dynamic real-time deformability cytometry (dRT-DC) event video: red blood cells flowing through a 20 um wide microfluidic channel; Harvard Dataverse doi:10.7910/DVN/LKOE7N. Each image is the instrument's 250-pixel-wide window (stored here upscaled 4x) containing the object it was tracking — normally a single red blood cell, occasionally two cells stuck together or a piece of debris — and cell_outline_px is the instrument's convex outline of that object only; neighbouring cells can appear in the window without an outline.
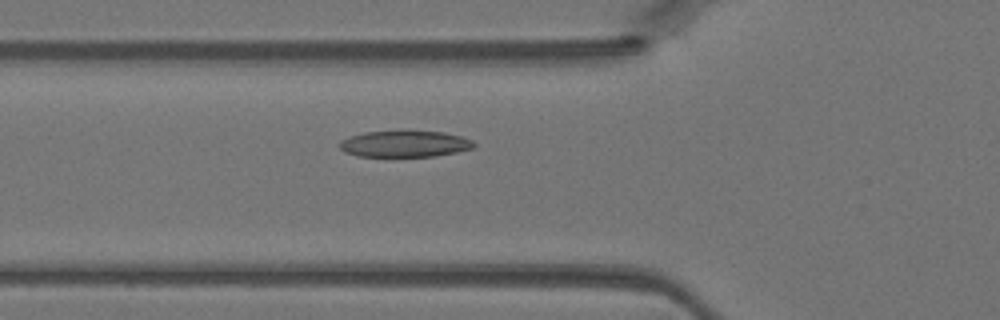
{"species": "Egyptian fruit bat (a non-hibernating species)", "species_latin": "Rousettus aegyptiacus", "temperature_condition": "warm", "stored_images_in_passage": 31, "camera_frame_rate_fps": 3000, "um_per_image_px": 0.085, "animal": {"sex": "female"}, "frame": {"image": 1, "passage_image": 2, "time_ms": 0.333, "image_size_px": [1000, 320], "cell_outline_px": [[476, 144], [472, 148], [456, 152], [436, 156], [356, 156], [344, 152], [340, 148], [340, 140], [364, 132], [400, 128], [408, 128], [444, 132], [460, 136], [472, 140]], "centroid_in_image_um": [34.39, 12.18], "position_along_channel_um": 91.4, "area_um2": 21.5}}
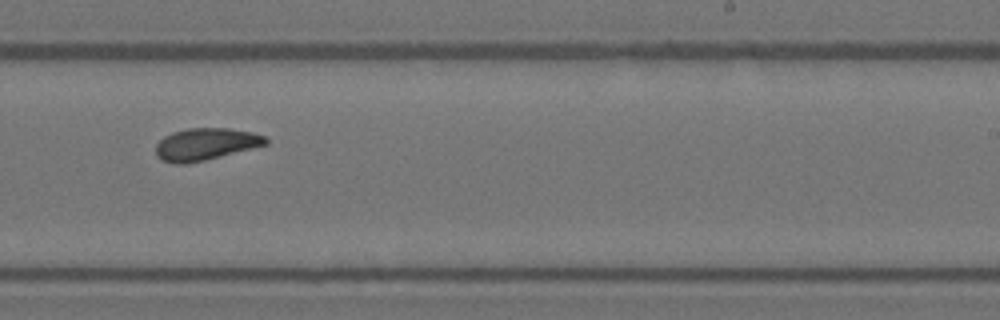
{"frame": {"image": 2, "passage_image": 14, "time_ms": 4.333, "image_size_px": [1000, 320], "cell_outline_px": [[268, 144], [204, 160], [184, 164], [176, 164], [160, 160], [156, 156], [156, 144], [164, 136], [172, 132], [188, 128], [232, 128], [252, 132], [264, 136], [268, 140]], "centroid_in_image_um": [17.45, 12.25], "position_along_channel_um": 271.6, "area_um2": 20.52}}
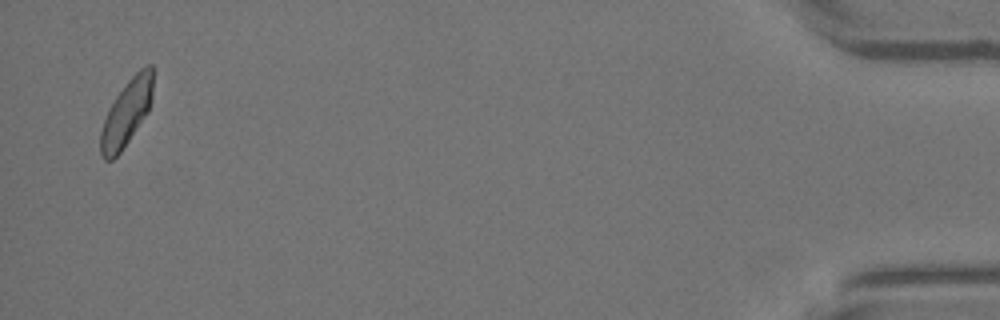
{"frame": {"image": 3, "passage_image": 30, "time_ms": 9.667, "image_size_px": [1000, 320], "cell_outline_px": [[152, 100], [148, 112], [120, 152], [112, 160], [104, 160], [100, 152], [100, 132], [104, 120], [116, 96], [128, 80], [144, 64], [152, 64]], "centroid_in_image_um": [10.76, 9.58], "position_along_channel_um": 424.4, "area_um2": 19.88}}